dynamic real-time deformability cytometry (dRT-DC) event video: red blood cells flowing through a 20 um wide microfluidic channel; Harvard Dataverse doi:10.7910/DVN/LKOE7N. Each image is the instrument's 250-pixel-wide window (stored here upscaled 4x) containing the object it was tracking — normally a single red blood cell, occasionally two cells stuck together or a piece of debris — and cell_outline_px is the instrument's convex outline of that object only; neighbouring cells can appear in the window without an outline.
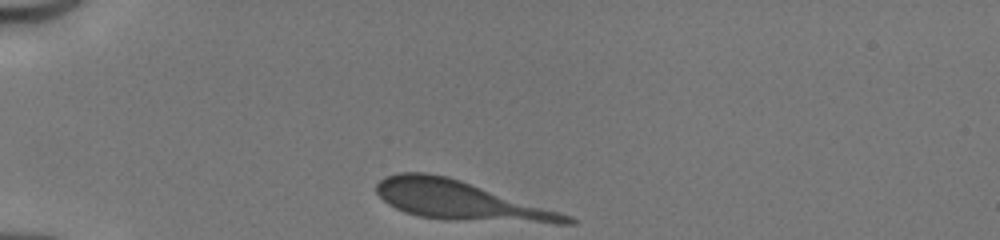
{"species": "human", "species_latin": "Homo sapiens", "temperature_condition": "cold", "stored_images_in_passage": 30, "camera_frame_rate_fps": 3000, "um_per_image_px": 0.085, "donor": {"sex": "male"}, "frame": {"image": 1, "passage_image": 1, "time_ms": 0.0, "image_size_px": [1000, 240], "cell_outline_px": [[576, 224], [552, 224], [444, 220], [420, 216], [404, 212], [388, 204], [376, 192], [376, 184], [384, 176], [396, 172], [428, 172], [448, 176], [560, 212], [572, 216], [576, 220]], "centroid_in_image_um": [39.13, 17.06], "position_along_channel_um": 45.9, "area_um2": 43.58}}
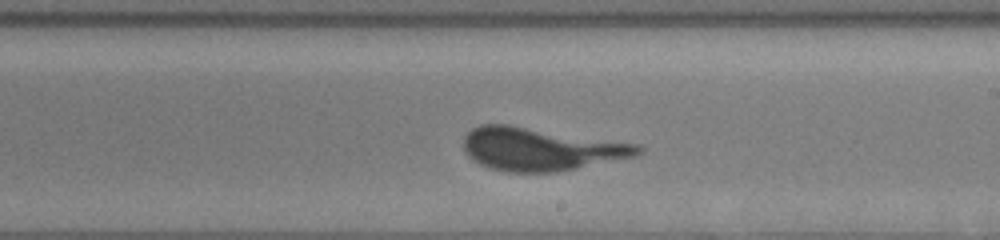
{"frame": {"image": 2, "passage_image": 18, "time_ms": 5.667, "image_size_px": [1000, 240], "cell_outline_px": [[644, 152], [636, 156], [556, 172], [504, 172], [488, 168], [472, 160], [464, 152], [464, 136], [472, 128], [480, 124], [508, 124], [636, 144], [644, 148]], "centroid_in_image_um": [45.91, 12.67], "position_along_channel_um": 243.1, "area_um2": 43.58}}
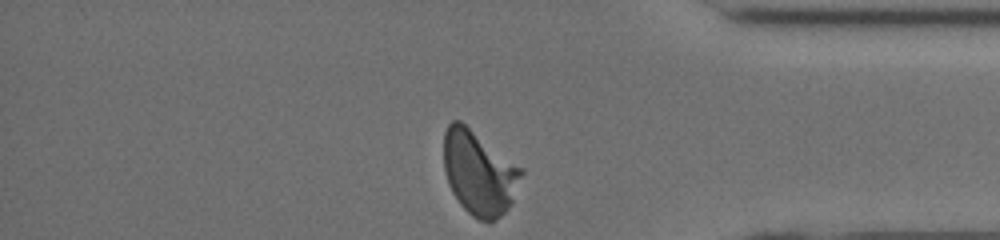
{"frame": {"image": 3, "passage_image": 30, "time_ms": 9.667, "image_size_px": [1000, 240], "cell_outline_px": [[524, 172], [512, 200], [508, 208], [496, 220], [480, 220], [472, 216], [460, 204], [452, 192], [448, 184], [444, 168], [444, 132], [448, 124], [452, 120], [460, 120], [524, 168]], "centroid_in_image_um": [40.72, 14.66], "position_along_channel_um": 394.5, "area_um2": 38.03}}